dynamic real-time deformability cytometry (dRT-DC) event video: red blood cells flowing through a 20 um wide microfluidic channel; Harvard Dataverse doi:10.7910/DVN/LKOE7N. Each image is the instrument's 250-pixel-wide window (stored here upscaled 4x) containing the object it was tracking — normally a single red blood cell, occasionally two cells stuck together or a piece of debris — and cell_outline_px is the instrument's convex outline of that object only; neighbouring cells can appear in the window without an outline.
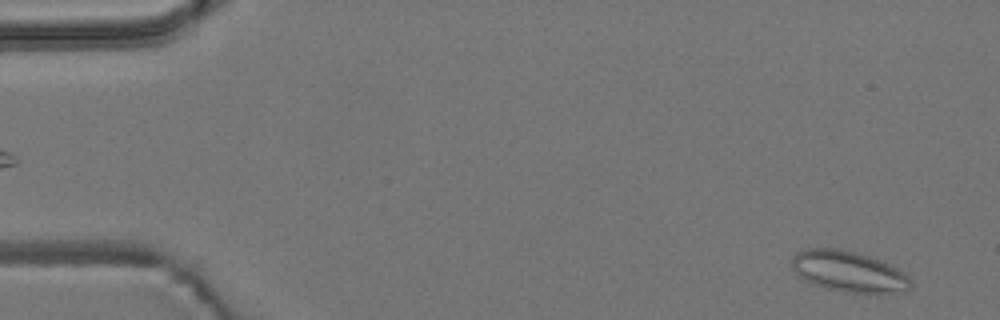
{"species": "common noctule bat (a hibernating species)", "species_latin": "Nyctalus noctula", "temperature_condition": "room temperature", "stored_images_in_passage": 5, "segment_of_instrument_passage": [2, 2], "camera_frame_rate_fps": 3000, "um_per_image_px": 0.085, "animal": {"sex": "male", "body_mass_g": 19.2, "forearm_length_mm": 51.8}, "frame": {"image": 1, "passage_image": 5, "time_ms": 1.333, "image_size_px": [1000, 320], "cell_outline_px": [[912, 284], [904, 292], [844, 292], [824, 288], [812, 284], [804, 280], [792, 268], [792, 256], [796, 252], [808, 248], [840, 248], [868, 256], [880, 260], [904, 272], [912, 280]], "centroid_in_image_um": [72.11, 23.07], "position_along_channel_um": 12.9, "area_um2": 28.21}}